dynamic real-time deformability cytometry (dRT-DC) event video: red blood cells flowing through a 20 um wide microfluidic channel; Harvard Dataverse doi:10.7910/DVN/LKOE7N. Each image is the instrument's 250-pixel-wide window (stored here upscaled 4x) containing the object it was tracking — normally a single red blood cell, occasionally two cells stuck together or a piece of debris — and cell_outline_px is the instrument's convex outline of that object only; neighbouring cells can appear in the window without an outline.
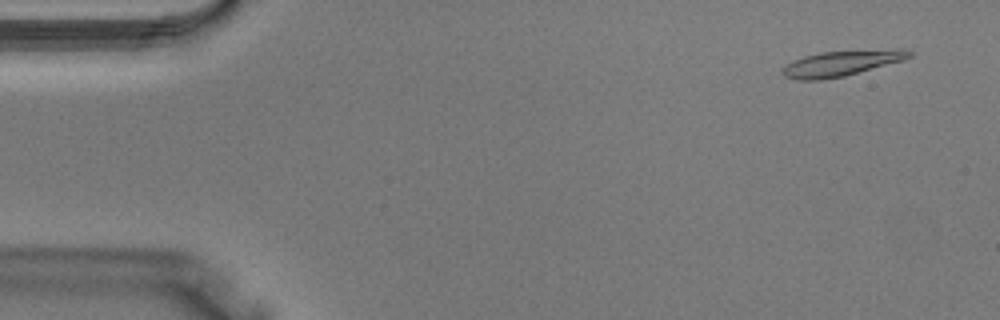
{"species": "Egyptian fruit bat (a non-hibernating species)", "species_latin": "Rousettus aegyptiacus", "temperature_condition": "warm", "stored_images_in_passage": 39, "camera_frame_rate_fps": 3000, "um_per_image_px": 0.085, "animal": {"sex": "male"}, "frame": {"image": 1, "passage_image": 3, "time_ms": 0.667, "image_size_px": [1000, 320], "cell_outline_px": [[912, 56], [904, 60], [844, 76], [820, 80], [796, 80], [784, 76], [780, 72], [780, 68], [792, 60], [804, 56], [820, 52], [896, 48], [908, 48], [912, 52]], "centroid_in_image_um": [71.52, 5.36], "position_along_channel_um": 13.5, "area_um2": 19.25}}
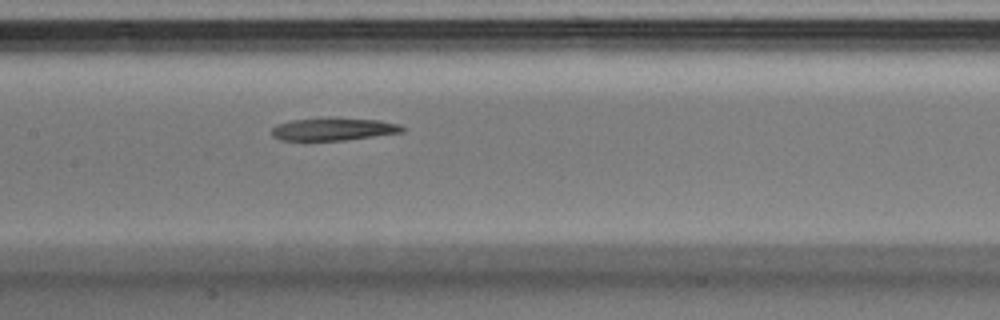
{"frame": {"image": 2, "passage_image": 19, "time_ms": 6.0, "image_size_px": [1000, 320], "cell_outline_px": [[408, 128], [404, 132], [344, 140], [304, 144], [280, 140], [272, 136], [272, 128], [276, 124], [292, 120], [328, 116], [332, 116], [380, 120], [400, 124]], "centroid_in_image_um": [28.28, 11.0], "position_along_channel_um": 179.1, "area_um2": 18.73}}
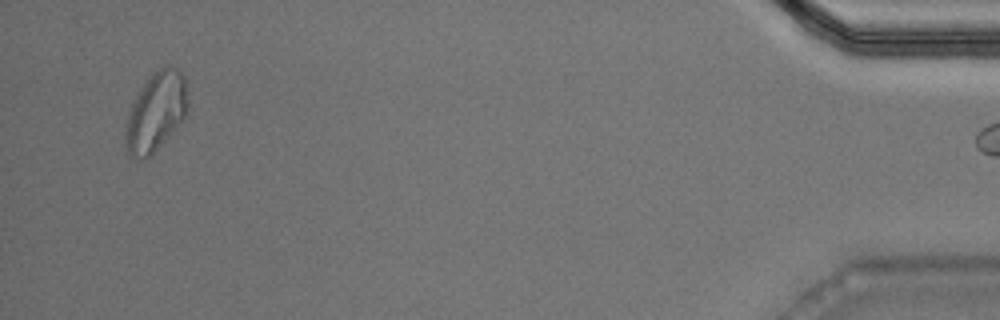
{"frame": {"image": 3, "passage_image": 38, "time_ms": 12.333, "image_size_px": [1000, 320], "cell_outline_px": [[188, 112], [164, 140], [148, 156], [140, 160], [132, 156], [128, 152], [124, 140], [124, 128], [128, 108], [132, 100], [148, 76], [152, 72], [168, 64], [176, 68], [184, 76], [188, 100]], "centroid_in_image_um": [13.21, 9.45], "position_along_channel_um": 422.0, "area_um2": 28.78}}